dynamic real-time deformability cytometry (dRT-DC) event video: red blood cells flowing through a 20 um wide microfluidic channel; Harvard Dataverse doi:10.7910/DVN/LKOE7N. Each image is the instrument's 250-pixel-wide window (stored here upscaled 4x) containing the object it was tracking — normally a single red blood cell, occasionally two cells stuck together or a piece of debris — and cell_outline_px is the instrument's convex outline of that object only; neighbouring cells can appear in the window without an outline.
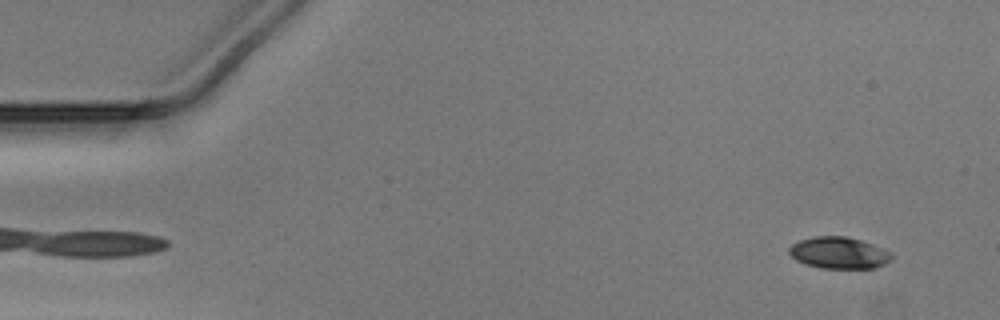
{"species": "Egyptian fruit bat (a non-hibernating species)", "species_latin": "Rousettus aegyptiacus", "temperature_condition": "warm", "stored_images_in_passage": 51, "camera_frame_rate_fps": 3000, "um_per_image_px": 0.085, "animal": {"sex": "male"}, "frame": {"image": 1, "passage_image": 3, "time_ms": 0.667, "image_size_px": [1000, 320], "cell_outline_px": [[892, 256], [884, 264], [872, 268], [820, 268], [804, 264], [796, 260], [788, 252], [788, 248], [792, 244], [800, 240], [812, 236], [844, 236], [860, 240], [884, 248], [892, 252]], "centroid_in_image_um": [71.27, 21.48], "position_along_channel_um": 13.7, "area_um2": 18.9}}
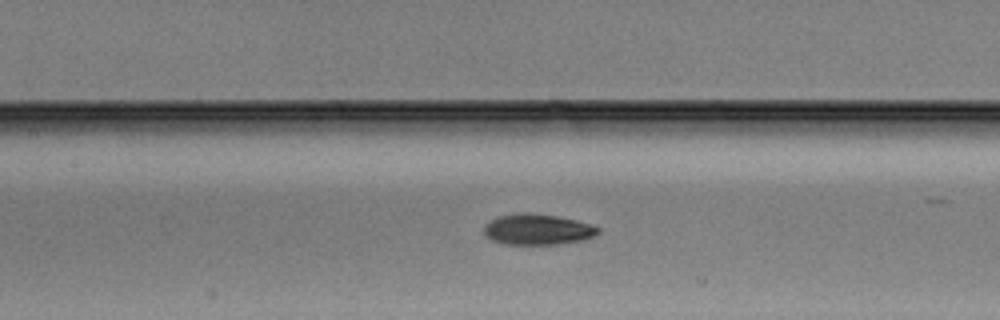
{"frame": {"image": 2, "passage_image": 23, "time_ms": 7.333, "image_size_px": [1000, 320], "cell_outline_px": [[600, 232], [596, 236], [580, 240], [556, 244], [504, 244], [492, 240], [484, 236], [484, 224], [488, 220], [496, 216], [520, 212], [528, 212], [556, 216], [576, 220], [592, 224], [600, 228]], "centroid_in_image_um": [45.65, 19.48], "position_along_channel_um": 161.7, "area_um2": 20.75}}
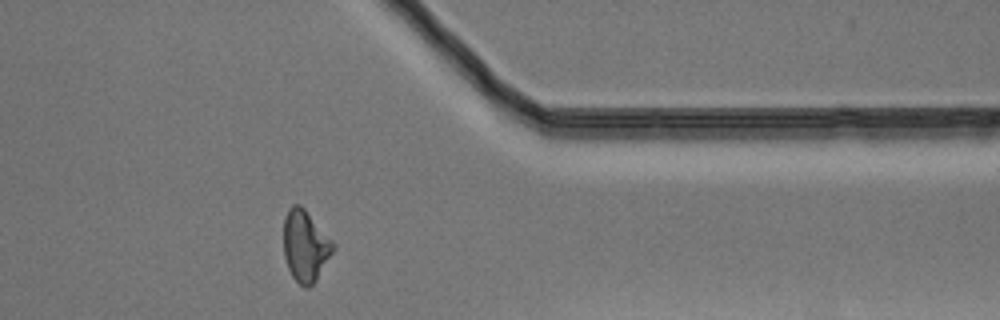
{"frame": {"image": 3, "passage_image": 41, "time_ms": 13.333, "image_size_px": [1000, 320], "cell_outline_px": [[336, 248], [316, 280], [308, 288], [304, 288], [292, 276], [288, 268], [284, 256], [284, 216], [288, 208], [292, 204], [300, 204], [304, 208], [336, 244]], "centroid_in_image_um": [25.96, 20.89], "position_along_channel_um": 385.4, "area_um2": 20.69}}